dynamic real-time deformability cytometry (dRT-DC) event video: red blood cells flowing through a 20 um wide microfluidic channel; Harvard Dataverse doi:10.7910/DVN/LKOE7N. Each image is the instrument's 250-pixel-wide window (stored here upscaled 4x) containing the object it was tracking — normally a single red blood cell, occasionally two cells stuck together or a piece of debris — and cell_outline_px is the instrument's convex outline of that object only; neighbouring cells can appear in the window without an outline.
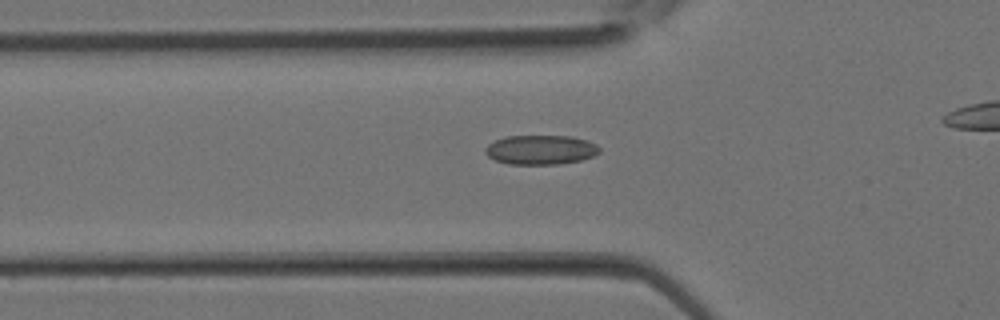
{"species": "Egyptian fruit bat (a non-hibernating species)", "species_latin": "Rousettus aegyptiacus", "temperature_condition": "room temperature", "stored_images_in_passage": 5, "camera_frame_rate_fps": 3000, "um_per_image_px": 0.085, "animal": {"sex": "female"}, "frame": {"image": 1, "passage_image": 3, "time_ms": 0.667, "image_size_px": [1000, 320], "cell_outline_px": [[600, 152], [592, 156], [580, 160], [556, 164], [508, 164], [496, 160], [488, 156], [484, 152], [484, 148], [488, 144], [496, 140], [508, 136], [572, 136], [588, 140], [596, 144], [600, 148]], "centroid_in_image_um": [45.96, 12.72], "position_along_channel_um": 79.8, "area_um2": 19.54}}